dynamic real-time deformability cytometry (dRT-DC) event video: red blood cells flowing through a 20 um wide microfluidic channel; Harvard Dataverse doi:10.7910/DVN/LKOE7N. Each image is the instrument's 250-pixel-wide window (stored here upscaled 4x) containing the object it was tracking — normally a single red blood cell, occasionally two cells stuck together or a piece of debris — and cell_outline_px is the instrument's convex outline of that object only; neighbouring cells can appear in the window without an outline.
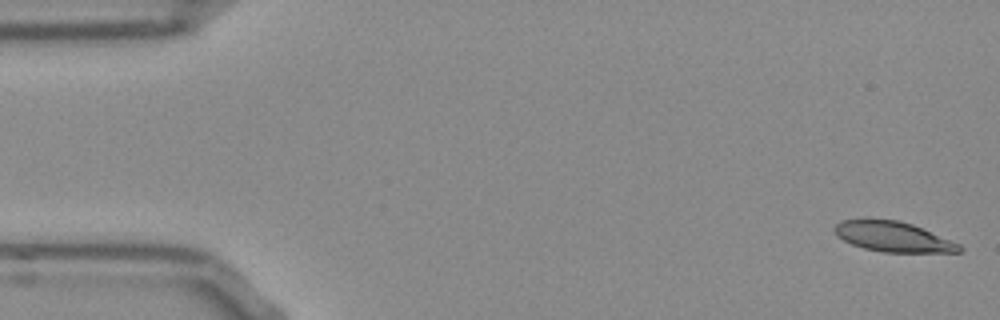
{"species": "Egyptian fruit bat (a non-hibernating species)", "species_latin": "Rousettus aegyptiacus", "temperature_condition": "room temperature", "stored_images_in_passage": 52, "camera_frame_rate_fps": 3000, "um_per_image_px": 0.085, "frame": {"image": 1, "passage_image": 1, "time_ms": 0.0, "image_size_px": [1000, 320], "cell_outline_px": [[964, 248], [960, 252], [884, 252], [864, 248], [852, 244], [836, 236], [832, 228], [840, 220], [900, 220], [912, 224], [960, 244]], "centroid_in_image_um": [75.9, 20.13], "position_along_channel_um": 9.1, "area_um2": 21.68}}
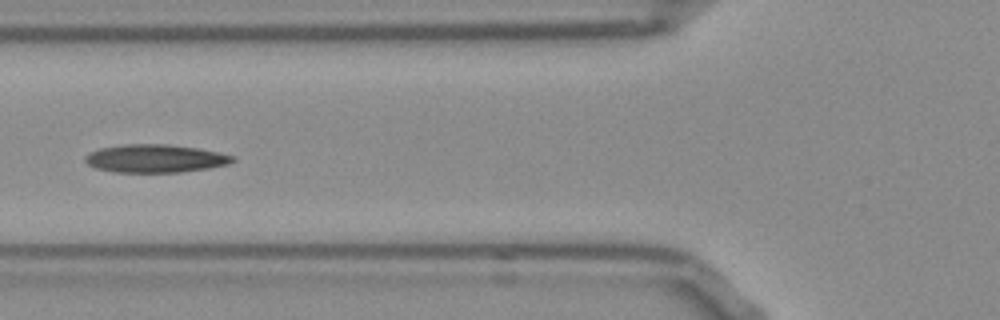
{"frame": {"image": 2, "passage_image": 19, "time_ms": 6.0, "image_size_px": [1000, 320], "cell_outline_px": [[236, 160], [228, 164], [208, 168], [180, 172], [112, 172], [96, 168], [88, 164], [84, 160], [84, 156], [88, 152], [100, 148], [128, 144], [164, 144], [196, 148], [236, 156]], "centroid_in_image_um": [13.17, 13.47], "position_along_channel_um": 112.6, "area_um2": 24.04}}
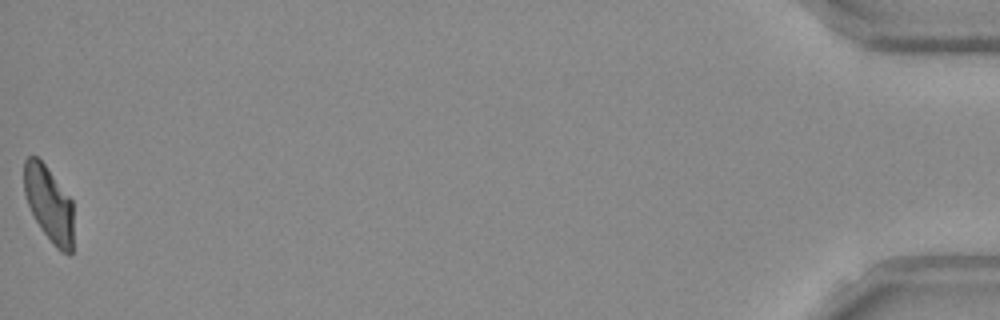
{"frame": {"image": 3, "passage_image": 52, "time_ms": 17.0, "image_size_px": [1000, 320], "cell_outline_px": [[72, 252], [68, 256], [60, 252], [56, 248], [44, 232], [36, 220], [28, 204], [24, 192], [24, 160], [28, 156], [36, 156], [44, 164], [72, 200]], "centroid_in_image_um": [4.16, 17.34], "position_along_channel_um": 431.0, "area_um2": 21.44}, "authors_computed_cell_mechanics": {"area_um2": 23.3223, "velocity_mm_per_s": 3.8363, "shape_relaxation_time_tau1_ms": null, "shape_relaxation_time_tau2_ms": 4.5702, "deformation_change_tau1": null, "deformation_change_tau2": 0.1157}}